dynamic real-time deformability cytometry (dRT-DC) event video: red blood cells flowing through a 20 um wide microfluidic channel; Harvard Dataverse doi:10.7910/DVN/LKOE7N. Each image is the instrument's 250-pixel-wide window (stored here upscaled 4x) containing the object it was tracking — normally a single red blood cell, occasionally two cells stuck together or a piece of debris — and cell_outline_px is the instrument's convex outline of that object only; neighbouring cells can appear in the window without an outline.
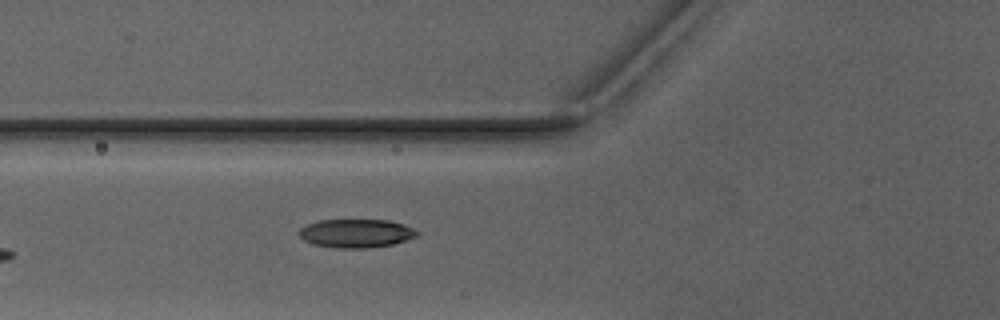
{"species": "Egyptian fruit bat (a non-hibernating species)", "species_latin": "Rousettus aegyptiacus", "temperature_condition": "warm", "stored_images_in_passage": 5, "camera_frame_rate_fps": 3000, "um_per_image_px": 0.085, "animal": {"sex": "male"}, "frame": {"image": 1, "passage_image": 5, "time_ms": 6.333, "image_size_px": [1000, 320], "cell_outline_px": [[420, 232], [416, 236], [392, 244], [368, 248], [336, 248], [312, 244], [304, 240], [296, 232], [300, 228], [308, 224], [320, 220], [388, 220], [404, 224]], "centroid_in_image_um": [30.23, 19.83], "position_along_channel_um": 95.6, "area_um2": 19.59}}